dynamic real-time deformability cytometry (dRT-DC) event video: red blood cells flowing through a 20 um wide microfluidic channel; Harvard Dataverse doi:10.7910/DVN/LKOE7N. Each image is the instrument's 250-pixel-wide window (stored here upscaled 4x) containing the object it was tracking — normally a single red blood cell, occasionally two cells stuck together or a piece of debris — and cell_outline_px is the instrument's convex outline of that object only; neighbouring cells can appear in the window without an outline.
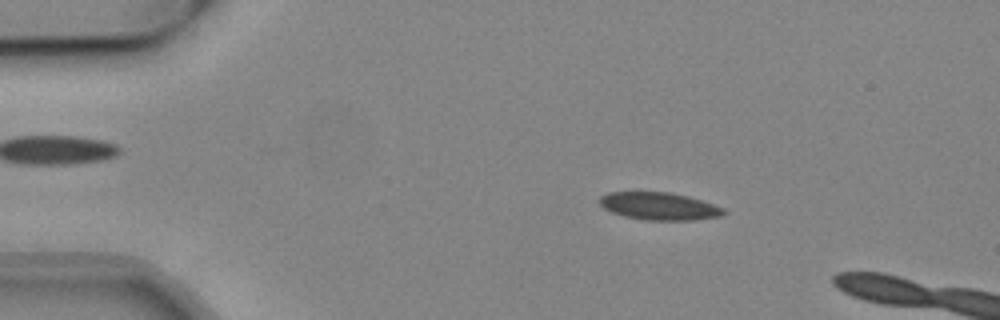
{"species": "common noctule bat (a hibernating species)", "species_latin": "Nyctalus noctula", "temperature_condition": "cold", "stored_images_in_passage": 26, "camera_frame_rate_fps": 3000, "um_per_image_px": 0.085, "animal": {"sex": "male", "body_mass_g": 19.2, "forearm_length_mm": 51.8}, "frame": {"image": 1, "passage_image": 9, "time_ms": 2.667, "image_size_px": [1000, 320], "cell_outline_px": [[728, 212], [724, 216], [692, 220], [644, 220], [624, 216], [612, 212], [604, 208], [600, 204], [600, 196], [608, 192], [668, 192], [688, 196], [724, 208]], "centroid_in_image_um": [56.05, 17.53], "position_along_channel_um": 28.9, "area_um2": 19.94}}
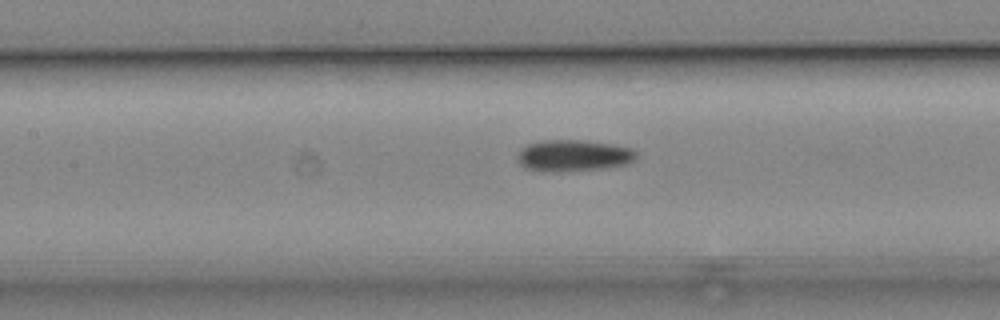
{"frame": {"image": 2, "passage_image": 15, "time_ms": 4.667, "image_size_px": [1000, 320], "cell_outline_px": [[640, 156], [636, 160], [628, 164], [608, 168], [568, 172], [540, 172], [524, 168], [516, 160], [516, 152], [520, 148], [528, 144], [540, 140], [584, 140], [612, 144], [632, 148], [640, 152]], "centroid_in_image_um": [48.75, 13.24], "position_along_channel_um": 158.6, "area_um2": 22.89}}
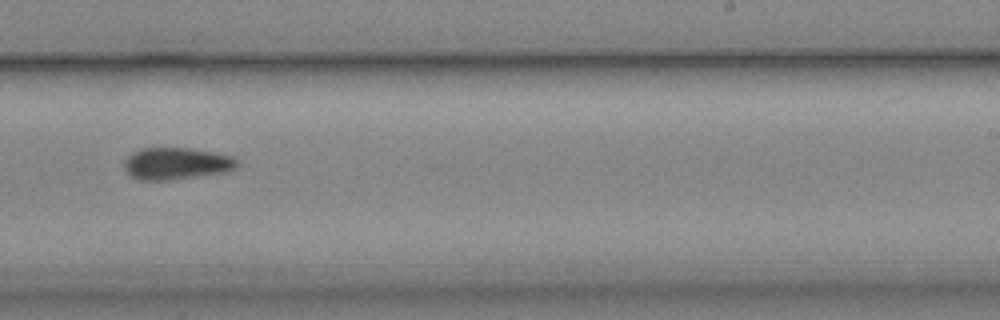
{"frame": {"image": 3, "passage_image": 24, "time_ms": 7.667, "image_size_px": [1000, 320], "cell_outline_px": [[240, 164], [236, 168], [228, 172], [172, 180], [140, 180], [128, 176], [124, 172], [124, 160], [132, 152], [140, 148], [192, 148], [216, 152], [232, 156], [240, 160]], "centroid_in_image_um": [15.01, 13.91], "position_along_channel_um": 274.0, "area_um2": 21.68}}